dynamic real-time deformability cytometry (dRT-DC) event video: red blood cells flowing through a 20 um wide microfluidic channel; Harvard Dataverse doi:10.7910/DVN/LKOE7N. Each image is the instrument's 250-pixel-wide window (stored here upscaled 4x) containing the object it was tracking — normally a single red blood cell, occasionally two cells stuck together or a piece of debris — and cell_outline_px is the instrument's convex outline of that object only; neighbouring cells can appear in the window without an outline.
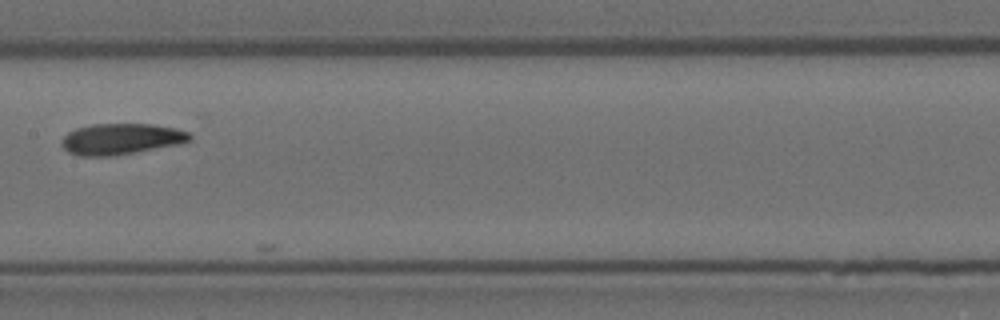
{"species": "Egyptian fruit bat (a non-hibernating species)", "species_latin": "Rousettus aegyptiacus", "temperature_condition": "room temperature", "stored_images_in_passage": 8, "camera_frame_rate_fps": 3000, "um_per_image_px": 0.085, "animal": {"sex": "female"}, "frame": {"image": 1, "passage_image": 7, "time_ms": 2.0, "image_size_px": [1000, 320], "cell_outline_px": [[192, 140], [184, 144], [112, 156], [76, 156], [68, 152], [60, 144], [60, 140], [68, 132], [76, 128], [92, 124], [152, 124], [176, 128], [188, 132], [192, 136]], "centroid_in_image_um": [10.31, 11.82], "position_along_channel_um": 197.1, "area_um2": 23.58}}